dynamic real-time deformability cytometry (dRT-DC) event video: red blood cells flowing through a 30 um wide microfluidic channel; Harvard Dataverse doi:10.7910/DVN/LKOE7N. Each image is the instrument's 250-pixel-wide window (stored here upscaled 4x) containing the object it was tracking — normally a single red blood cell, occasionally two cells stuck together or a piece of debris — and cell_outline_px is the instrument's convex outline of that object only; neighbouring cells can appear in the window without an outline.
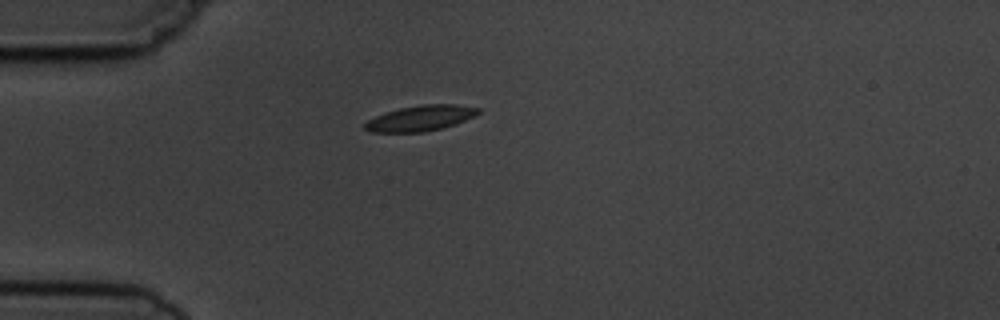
{"species": "common noctule bat (a hibernating species)", "species_latin": "Nyctalus noctula", "temperature_condition": "cold", "stored_images_in_passage": 1, "camera_frame_rate_fps": 3000, "um_per_image_px": 0.085, "animal": {"sex": "male", "body_mass_g": 19.5, "forearm_length_mm": 54.6}, "frame": {"image": 1, "passage_image": 1, "time_ms": 0.0, "image_size_px": [1000, 320], "cell_outline_px": [[480, 112], [464, 120], [444, 128], [424, 132], [372, 132], [364, 128], [364, 124], [368, 120], [376, 116], [400, 108], [420, 104], [456, 104], [480, 108]], "centroid_in_image_um": [35.75, 10.04], "position_along_channel_um": 49.3, "area_um2": 16.7}}